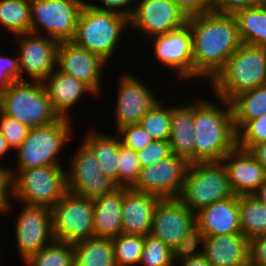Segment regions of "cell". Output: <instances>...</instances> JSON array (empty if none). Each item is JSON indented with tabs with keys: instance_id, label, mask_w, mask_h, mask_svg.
Segmentation results:
<instances>
[{
	"instance_id": "f6af8a7d",
	"label": "cell",
	"mask_w": 266,
	"mask_h": 266,
	"mask_svg": "<svg viewBox=\"0 0 266 266\" xmlns=\"http://www.w3.org/2000/svg\"><path fill=\"white\" fill-rule=\"evenodd\" d=\"M11 197V198H10ZM12 176L9 168L0 162V214L10 212L12 208ZM8 211V212H7Z\"/></svg>"
},
{
	"instance_id": "2e32d148",
	"label": "cell",
	"mask_w": 266,
	"mask_h": 266,
	"mask_svg": "<svg viewBox=\"0 0 266 266\" xmlns=\"http://www.w3.org/2000/svg\"><path fill=\"white\" fill-rule=\"evenodd\" d=\"M18 44L16 51L20 67V81L43 82L56 68L58 42L50 37L34 33L14 36Z\"/></svg>"
},
{
	"instance_id": "e575fe53",
	"label": "cell",
	"mask_w": 266,
	"mask_h": 266,
	"mask_svg": "<svg viewBox=\"0 0 266 266\" xmlns=\"http://www.w3.org/2000/svg\"><path fill=\"white\" fill-rule=\"evenodd\" d=\"M117 266H139L144 236L121 233L112 239Z\"/></svg>"
},
{
	"instance_id": "ffe728a7",
	"label": "cell",
	"mask_w": 266,
	"mask_h": 266,
	"mask_svg": "<svg viewBox=\"0 0 266 266\" xmlns=\"http://www.w3.org/2000/svg\"><path fill=\"white\" fill-rule=\"evenodd\" d=\"M235 195L253 194L265 181V168L249 151L236 146L222 160Z\"/></svg>"
},
{
	"instance_id": "816d5d0a",
	"label": "cell",
	"mask_w": 266,
	"mask_h": 266,
	"mask_svg": "<svg viewBox=\"0 0 266 266\" xmlns=\"http://www.w3.org/2000/svg\"><path fill=\"white\" fill-rule=\"evenodd\" d=\"M253 195L266 205V181L253 193Z\"/></svg>"
},
{
	"instance_id": "cb8c5ba5",
	"label": "cell",
	"mask_w": 266,
	"mask_h": 266,
	"mask_svg": "<svg viewBox=\"0 0 266 266\" xmlns=\"http://www.w3.org/2000/svg\"><path fill=\"white\" fill-rule=\"evenodd\" d=\"M43 83L50 102L60 117L70 118V109L79 103L86 93L97 98V95L85 83L56 68Z\"/></svg>"
},
{
	"instance_id": "e0dca14e",
	"label": "cell",
	"mask_w": 266,
	"mask_h": 266,
	"mask_svg": "<svg viewBox=\"0 0 266 266\" xmlns=\"http://www.w3.org/2000/svg\"><path fill=\"white\" fill-rule=\"evenodd\" d=\"M107 62L97 54L75 45L72 41L60 42L56 51V69L85 83L101 97ZM102 81V83H101Z\"/></svg>"
},
{
	"instance_id": "ba28073f",
	"label": "cell",
	"mask_w": 266,
	"mask_h": 266,
	"mask_svg": "<svg viewBox=\"0 0 266 266\" xmlns=\"http://www.w3.org/2000/svg\"><path fill=\"white\" fill-rule=\"evenodd\" d=\"M66 166L19 170L12 177V200L52 208L67 192Z\"/></svg>"
},
{
	"instance_id": "44dd1931",
	"label": "cell",
	"mask_w": 266,
	"mask_h": 266,
	"mask_svg": "<svg viewBox=\"0 0 266 266\" xmlns=\"http://www.w3.org/2000/svg\"><path fill=\"white\" fill-rule=\"evenodd\" d=\"M160 200L152 194L123 187L122 233L141 236L150 234L153 214Z\"/></svg>"
},
{
	"instance_id": "6da1fadb",
	"label": "cell",
	"mask_w": 266,
	"mask_h": 266,
	"mask_svg": "<svg viewBox=\"0 0 266 266\" xmlns=\"http://www.w3.org/2000/svg\"><path fill=\"white\" fill-rule=\"evenodd\" d=\"M192 33L193 79L211 81L242 44L234 14L210 11L188 18Z\"/></svg>"
},
{
	"instance_id": "ab89813d",
	"label": "cell",
	"mask_w": 266,
	"mask_h": 266,
	"mask_svg": "<svg viewBox=\"0 0 266 266\" xmlns=\"http://www.w3.org/2000/svg\"><path fill=\"white\" fill-rule=\"evenodd\" d=\"M29 130L18 120L0 111V133L6 138L7 144L13 152L24 142Z\"/></svg>"
},
{
	"instance_id": "f35d334b",
	"label": "cell",
	"mask_w": 266,
	"mask_h": 266,
	"mask_svg": "<svg viewBox=\"0 0 266 266\" xmlns=\"http://www.w3.org/2000/svg\"><path fill=\"white\" fill-rule=\"evenodd\" d=\"M266 141V114L248 121L237 132V146L250 150L254 145Z\"/></svg>"
},
{
	"instance_id": "277c9868",
	"label": "cell",
	"mask_w": 266,
	"mask_h": 266,
	"mask_svg": "<svg viewBox=\"0 0 266 266\" xmlns=\"http://www.w3.org/2000/svg\"><path fill=\"white\" fill-rule=\"evenodd\" d=\"M127 29L129 30L127 17L93 9L86 3L80 13L72 42L110 62Z\"/></svg>"
},
{
	"instance_id": "7c38bea8",
	"label": "cell",
	"mask_w": 266,
	"mask_h": 266,
	"mask_svg": "<svg viewBox=\"0 0 266 266\" xmlns=\"http://www.w3.org/2000/svg\"><path fill=\"white\" fill-rule=\"evenodd\" d=\"M19 202L23 208L14 220V237L19 257L24 262L55 239L52 233L51 208Z\"/></svg>"
},
{
	"instance_id": "83f0119b",
	"label": "cell",
	"mask_w": 266,
	"mask_h": 266,
	"mask_svg": "<svg viewBox=\"0 0 266 266\" xmlns=\"http://www.w3.org/2000/svg\"><path fill=\"white\" fill-rule=\"evenodd\" d=\"M241 43L266 47V1L234 14Z\"/></svg>"
},
{
	"instance_id": "f546056e",
	"label": "cell",
	"mask_w": 266,
	"mask_h": 266,
	"mask_svg": "<svg viewBox=\"0 0 266 266\" xmlns=\"http://www.w3.org/2000/svg\"><path fill=\"white\" fill-rule=\"evenodd\" d=\"M75 266H117L112 239L91 238L74 244Z\"/></svg>"
},
{
	"instance_id": "4316f807",
	"label": "cell",
	"mask_w": 266,
	"mask_h": 266,
	"mask_svg": "<svg viewBox=\"0 0 266 266\" xmlns=\"http://www.w3.org/2000/svg\"><path fill=\"white\" fill-rule=\"evenodd\" d=\"M82 140L95 154L104 175L119 187V136L87 130ZM111 135V136H110Z\"/></svg>"
},
{
	"instance_id": "d6a6232c",
	"label": "cell",
	"mask_w": 266,
	"mask_h": 266,
	"mask_svg": "<svg viewBox=\"0 0 266 266\" xmlns=\"http://www.w3.org/2000/svg\"><path fill=\"white\" fill-rule=\"evenodd\" d=\"M23 263L25 266H75L74 244L54 240Z\"/></svg>"
},
{
	"instance_id": "4dcf8cb0",
	"label": "cell",
	"mask_w": 266,
	"mask_h": 266,
	"mask_svg": "<svg viewBox=\"0 0 266 266\" xmlns=\"http://www.w3.org/2000/svg\"><path fill=\"white\" fill-rule=\"evenodd\" d=\"M241 233L250 241L266 234V205L253 194L239 195Z\"/></svg>"
},
{
	"instance_id": "484cf974",
	"label": "cell",
	"mask_w": 266,
	"mask_h": 266,
	"mask_svg": "<svg viewBox=\"0 0 266 266\" xmlns=\"http://www.w3.org/2000/svg\"><path fill=\"white\" fill-rule=\"evenodd\" d=\"M171 106V153L194 163V102Z\"/></svg>"
},
{
	"instance_id": "7bdbcfd3",
	"label": "cell",
	"mask_w": 266,
	"mask_h": 266,
	"mask_svg": "<svg viewBox=\"0 0 266 266\" xmlns=\"http://www.w3.org/2000/svg\"><path fill=\"white\" fill-rule=\"evenodd\" d=\"M0 51V95L3 94L13 82L20 81V67L17 57L3 55ZM2 54V55H1Z\"/></svg>"
},
{
	"instance_id": "8fae6325",
	"label": "cell",
	"mask_w": 266,
	"mask_h": 266,
	"mask_svg": "<svg viewBox=\"0 0 266 266\" xmlns=\"http://www.w3.org/2000/svg\"><path fill=\"white\" fill-rule=\"evenodd\" d=\"M79 145L66 167L68 192L94 200L117 189L102 172L93 151L83 141Z\"/></svg>"
},
{
	"instance_id": "f907efd6",
	"label": "cell",
	"mask_w": 266,
	"mask_h": 266,
	"mask_svg": "<svg viewBox=\"0 0 266 266\" xmlns=\"http://www.w3.org/2000/svg\"><path fill=\"white\" fill-rule=\"evenodd\" d=\"M177 265H180V266H210V263L206 260L205 256L202 254L201 256H196L194 258H190L189 260L183 261Z\"/></svg>"
},
{
	"instance_id": "f5cc1de1",
	"label": "cell",
	"mask_w": 266,
	"mask_h": 266,
	"mask_svg": "<svg viewBox=\"0 0 266 266\" xmlns=\"http://www.w3.org/2000/svg\"><path fill=\"white\" fill-rule=\"evenodd\" d=\"M10 151L12 150L8 146L6 138L0 133V157L7 153L10 154Z\"/></svg>"
},
{
	"instance_id": "5bb4252c",
	"label": "cell",
	"mask_w": 266,
	"mask_h": 266,
	"mask_svg": "<svg viewBox=\"0 0 266 266\" xmlns=\"http://www.w3.org/2000/svg\"><path fill=\"white\" fill-rule=\"evenodd\" d=\"M188 21L171 0H139L129 18L130 29L146 40L181 28Z\"/></svg>"
},
{
	"instance_id": "9c48e42d",
	"label": "cell",
	"mask_w": 266,
	"mask_h": 266,
	"mask_svg": "<svg viewBox=\"0 0 266 266\" xmlns=\"http://www.w3.org/2000/svg\"><path fill=\"white\" fill-rule=\"evenodd\" d=\"M85 4L86 0H30V32L58 43L72 41Z\"/></svg>"
},
{
	"instance_id": "ee69618b",
	"label": "cell",
	"mask_w": 266,
	"mask_h": 266,
	"mask_svg": "<svg viewBox=\"0 0 266 266\" xmlns=\"http://www.w3.org/2000/svg\"><path fill=\"white\" fill-rule=\"evenodd\" d=\"M138 1L139 0H99L97 3L99 2L100 5L99 3L96 4V2L92 4L87 1L86 3L93 9L114 12L129 19Z\"/></svg>"
},
{
	"instance_id": "b9f144b4",
	"label": "cell",
	"mask_w": 266,
	"mask_h": 266,
	"mask_svg": "<svg viewBox=\"0 0 266 266\" xmlns=\"http://www.w3.org/2000/svg\"><path fill=\"white\" fill-rule=\"evenodd\" d=\"M171 154L169 140H153L142 150L137 151L141 168L157 163Z\"/></svg>"
},
{
	"instance_id": "c3c4849f",
	"label": "cell",
	"mask_w": 266,
	"mask_h": 266,
	"mask_svg": "<svg viewBox=\"0 0 266 266\" xmlns=\"http://www.w3.org/2000/svg\"><path fill=\"white\" fill-rule=\"evenodd\" d=\"M249 263L252 266H266V234L250 240Z\"/></svg>"
},
{
	"instance_id": "681fc988",
	"label": "cell",
	"mask_w": 266,
	"mask_h": 266,
	"mask_svg": "<svg viewBox=\"0 0 266 266\" xmlns=\"http://www.w3.org/2000/svg\"><path fill=\"white\" fill-rule=\"evenodd\" d=\"M249 151L255 156L266 171V141L254 145Z\"/></svg>"
},
{
	"instance_id": "52a82bcc",
	"label": "cell",
	"mask_w": 266,
	"mask_h": 266,
	"mask_svg": "<svg viewBox=\"0 0 266 266\" xmlns=\"http://www.w3.org/2000/svg\"><path fill=\"white\" fill-rule=\"evenodd\" d=\"M234 195L221 161L196 162L188 165L179 199L196 213L205 206Z\"/></svg>"
},
{
	"instance_id": "4fadbf2b",
	"label": "cell",
	"mask_w": 266,
	"mask_h": 266,
	"mask_svg": "<svg viewBox=\"0 0 266 266\" xmlns=\"http://www.w3.org/2000/svg\"><path fill=\"white\" fill-rule=\"evenodd\" d=\"M188 165L184 158L171 153L157 163L141 168L132 189L161 199H177L183 189Z\"/></svg>"
},
{
	"instance_id": "d4e9b609",
	"label": "cell",
	"mask_w": 266,
	"mask_h": 266,
	"mask_svg": "<svg viewBox=\"0 0 266 266\" xmlns=\"http://www.w3.org/2000/svg\"><path fill=\"white\" fill-rule=\"evenodd\" d=\"M123 187L93 200L94 238L113 239L122 233Z\"/></svg>"
},
{
	"instance_id": "f1b7e54d",
	"label": "cell",
	"mask_w": 266,
	"mask_h": 266,
	"mask_svg": "<svg viewBox=\"0 0 266 266\" xmlns=\"http://www.w3.org/2000/svg\"><path fill=\"white\" fill-rule=\"evenodd\" d=\"M230 104L238 132L248 121L266 114V85L238 94Z\"/></svg>"
},
{
	"instance_id": "5b68a950",
	"label": "cell",
	"mask_w": 266,
	"mask_h": 266,
	"mask_svg": "<svg viewBox=\"0 0 266 266\" xmlns=\"http://www.w3.org/2000/svg\"><path fill=\"white\" fill-rule=\"evenodd\" d=\"M71 121L60 117L56 122L30 129L24 142L14 151L18 161L17 168L10 170L11 176L29 168L63 166L59 156L72 140V131L74 135Z\"/></svg>"
},
{
	"instance_id": "30bf717a",
	"label": "cell",
	"mask_w": 266,
	"mask_h": 266,
	"mask_svg": "<svg viewBox=\"0 0 266 266\" xmlns=\"http://www.w3.org/2000/svg\"><path fill=\"white\" fill-rule=\"evenodd\" d=\"M92 199L67 192L52 208V233L56 241L75 244L94 238Z\"/></svg>"
},
{
	"instance_id": "603a6c76",
	"label": "cell",
	"mask_w": 266,
	"mask_h": 266,
	"mask_svg": "<svg viewBox=\"0 0 266 266\" xmlns=\"http://www.w3.org/2000/svg\"><path fill=\"white\" fill-rule=\"evenodd\" d=\"M250 241L242 233L204 238L203 255L210 266H246Z\"/></svg>"
},
{
	"instance_id": "8d00e7d4",
	"label": "cell",
	"mask_w": 266,
	"mask_h": 266,
	"mask_svg": "<svg viewBox=\"0 0 266 266\" xmlns=\"http://www.w3.org/2000/svg\"><path fill=\"white\" fill-rule=\"evenodd\" d=\"M174 266L172 249L152 234L144 236L139 266Z\"/></svg>"
},
{
	"instance_id": "1f68e13d",
	"label": "cell",
	"mask_w": 266,
	"mask_h": 266,
	"mask_svg": "<svg viewBox=\"0 0 266 266\" xmlns=\"http://www.w3.org/2000/svg\"><path fill=\"white\" fill-rule=\"evenodd\" d=\"M0 26L14 36L29 33L30 0H0Z\"/></svg>"
},
{
	"instance_id": "74e56055",
	"label": "cell",
	"mask_w": 266,
	"mask_h": 266,
	"mask_svg": "<svg viewBox=\"0 0 266 266\" xmlns=\"http://www.w3.org/2000/svg\"><path fill=\"white\" fill-rule=\"evenodd\" d=\"M119 187L132 188L138 181L141 166L137 152L121 144L119 138Z\"/></svg>"
},
{
	"instance_id": "7a4b0ae2",
	"label": "cell",
	"mask_w": 266,
	"mask_h": 266,
	"mask_svg": "<svg viewBox=\"0 0 266 266\" xmlns=\"http://www.w3.org/2000/svg\"><path fill=\"white\" fill-rule=\"evenodd\" d=\"M214 98L221 105L202 96L194 101V163L220 162L237 146L232 106Z\"/></svg>"
},
{
	"instance_id": "d6986e66",
	"label": "cell",
	"mask_w": 266,
	"mask_h": 266,
	"mask_svg": "<svg viewBox=\"0 0 266 266\" xmlns=\"http://www.w3.org/2000/svg\"><path fill=\"white\" fill-rule=\"evenodd\" d=\"M195 223V213L179 198L161 199L154 211L151 232L171 249Z\"/></svg>"
},
{
	"instance_id": "3957f363",
	"label": "cell",
	"mask_w": 266,
	"mask_h": 266,
	"mask_svg": "<svg viewBox=\"0 0 266 266\" xmlns=\"http://www.w3.org/2000/svg\"><path fill=\"white\" fill-rule=\"evenodd\" d=\"M209 83L211 94L228 102L240 93L266 85V47L242 43Z\"/></svg>"
},
{
	"instance_id": "836d02e7",
	"label": "cell",
	"mask_w": 266,
	"mask_h": 266,
	"mask_svg": "<svg viewBox=\"0 0 266 266\" xmlns=\"http://www.w3.org/2000/svg\"><path fill=\"white\" fill-rule=\"evenodd\" d=\"M158 101L139 121L142 128L154 139L167 141L171 134V105Z\"/></svg>"
},
{
	"instance_id": "bcb514c9",
	"label": "cell",
	"mask_w": 266,
	"mask_h": 266,
	"mask_svg": "<svg viewBox=\"0 0 266 266\" xmlns=\"http://www.w3.org/2000/svg\"><path fill=\"white\" fill-rule=\"evenodd\" d=\"M266 0H213L212 10L222 14H235L239 10L254 7Z\"/></svg>"
},
{
	"instance_id": "7402d4cb",
	"label": "cell",
	"mask_w": 266,
	"mask_h": 266,
	"mask_svg": "<svg viewBox=\"0 0 266 266\" xmlns=\"http://www.w3.org/2000/svg\"><path fill=\"white\" fill-rule=\"evenodd\" d=\"M195 223L205 237L241 233L239 195L201 208L195 213Z\"/></svg>"
},
{
	"instance_id": "7dc6e473",
	"label": "cell",
	"mask_w": 266,
	"mask_h": 266,
	"mask_svg": "<svg viewBox=\"0 0 266 266\" xmlns=\"http://www.w3.org/2000/svg\"><path fill=\"white\" fill-rule=\"evenodd\" d=\"M189 18L212 11L213 0H171Z\"/></svg>"
},
{
	"instance_id": "8992f818",
	"label": "cell",
	"mask_w": 266,
	"mask_h": 266,
	"mask_svg": "<svg viewBox=\"0 0 266 266\" xmlns=\"http://www.w3.org/2000/svg\"><path fill=\"white\" fill-rule=\"evenodd\" d=\"M0 111L29 129L56 122L54 110L41 81H16L0 95Z\"/></svg>"
},
{
	"instance_id": "60d3db41",
	"label": "cell",
	"mask_w": 266,
	"mask_h": 266,
	"mask_svg": "<svg viewBox=\"0 0 266 266\" xmlns=\"http://www.w3.org/2000/svg\"><path fill=\"white\" fill-rule=\"evenodd\" d=\"M116 134L119 136L121 144L136 152L154 140L139 123L123 126L116 131Z\"/></svg>"
},
{
	"instance_id": "9a60e30c",
	"label": "cell",
	"mask_w": 266,
	"mask_h": 266,
	"mask_svg": "<svg viewBox=\"0 0 266 266\" xmlns=\"http://www.w3.org/2000/svg\"><path fill=\"white\" fill-rule=\"evenodd\" d=\"M152 40V41H151ZM152 43L157 62L171 70L180 82L193 79L192 33L188 23L166 34L153 37Z\"/></svg>"
},
{
	"instance_id": "d590c367",
	"label": "cell",
	"mask_w": 266,
	"mask_h": 266,
	"mask_svg": "<svg viewBox=\"0 0 266 266\" xmlns=\"http://www.w3.org/2000/svg\"><path fill=\"white\" fill-rule=\"evenodd\" d=\"M204 238L203 232L196 223L189 227L179 244L172 248L174 266L190 258L201 256L203 254Z\"/></svg>"
},
{
	"instance_id": "ac0fdd59",
	"label": "cell",
	"mask_w": 266,
	"mask_h": 266,
	"mask_svg": "<svg viewBox=\"0 0 266 266\" xmlns=\"http://www.w3.org/2000/svg\"><path fill=\"white\" fill-rule=\"evenodd\" d=\"M119 78L114 112L116 131L123 126L138 124L159 101L151 88L143 84L133 73H123Z\"/></svg>"
}]
</instances>
